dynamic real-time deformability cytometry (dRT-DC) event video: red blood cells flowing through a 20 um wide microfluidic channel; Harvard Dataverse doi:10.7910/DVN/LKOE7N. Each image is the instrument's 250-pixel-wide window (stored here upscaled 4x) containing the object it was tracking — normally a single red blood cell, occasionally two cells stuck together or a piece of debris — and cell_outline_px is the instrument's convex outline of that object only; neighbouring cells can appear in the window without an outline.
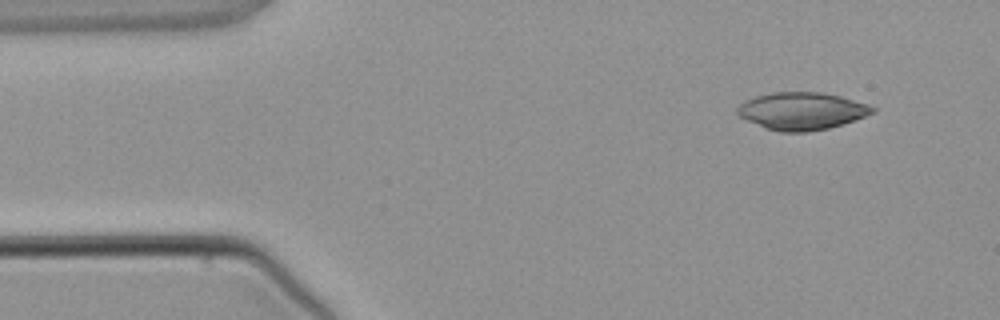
{"species": "common noctule bat (a hibernating species)", "species_latin": "Nyctalus noctula", "temperature_condition": "warm", "stored_images_in_passage": 3, "camera_frame_rate_fps": 3000, "um_per_image_px": 0.085, "animal": {"sex": "male", "body_mass_g": 21.5, "forearm_length_mm": 52.0}, "frame": {"image": 1, "passage_image": 1, "time_ms": 0.0, "image_size_px": [1000, 320], "cell_outline_px": [[876, 112], [828, 128], [808, 132], [780, 132], [764, 128], [740, 116], [736, 112], [736, 108], [744, 100], [756, 96], [772, 92], [820, 92], [840, 96], [868, 104], [876, 108]], "centroid_in_image_um": [68.12, 9.43], "position_along_channel_um": 16.9, "area_um2": 29.36}}
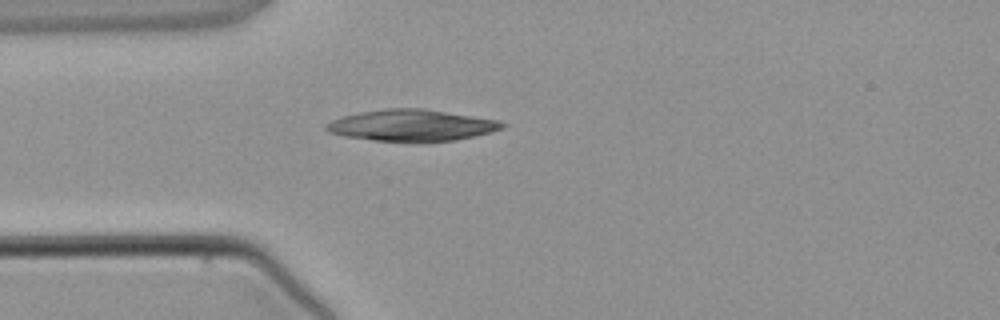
{"frame": {"image": 2, "passage_image": 3, "time_ms": 2.333, "image_size_px": [1000, 320], "cell_outline_px": [[508, 124], [504, 128], [492, 132], [456, 140], [420, 144], [376, 140], [344, 136], [328, 132], [324, 128], [324, 124], [332, 120], [344, 116], [360, 112], [384, 108], [424, 108], [500, 120]], "centroid_in_image_um": [35.04, 10.67], "position_along_channel_um": 50.0, "area_um2": 33.12}}